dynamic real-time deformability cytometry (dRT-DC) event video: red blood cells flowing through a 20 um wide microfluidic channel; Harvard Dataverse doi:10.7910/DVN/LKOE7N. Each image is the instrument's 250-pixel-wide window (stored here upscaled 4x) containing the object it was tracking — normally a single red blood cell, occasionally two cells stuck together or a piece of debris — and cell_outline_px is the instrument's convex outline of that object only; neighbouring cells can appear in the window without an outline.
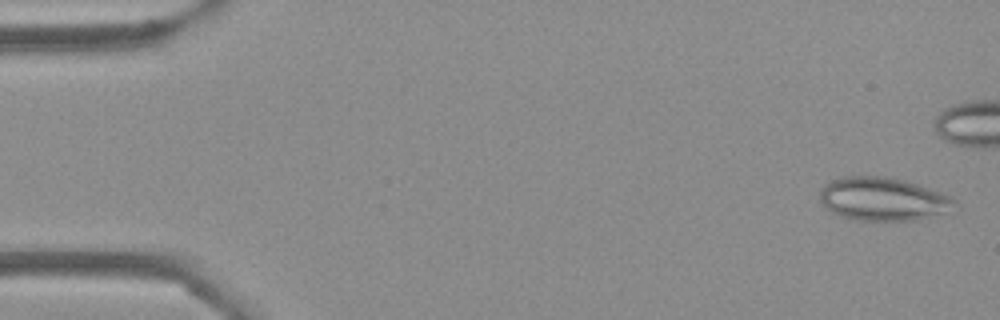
{"species": "Egyptian fruit bat (a non-hibernating species)", "species_latin": "Rousettus aegyptiacus", "temperature_condition": "cold", "stored_images_in_passage": 44, "camera_frame_rate_fps": 3000, "um_per_image_px": 0.085, "frame": {"image": 1, "passage_image": 2, "time_ms": 0.333, "image_size_px": [1000, 320], "cell_outline_px": [[956, 200], [940, 212], [916, 220], [852, 220], [832, 212], [820, 200], [820, 188], [824, 184], [840, 176], [884, 176], [904, 180], [952, 196]], "centroid_in_image_um": [74.94, 16.89], "position_along_channel_um": 10.1, "area_um2": 33.29}}
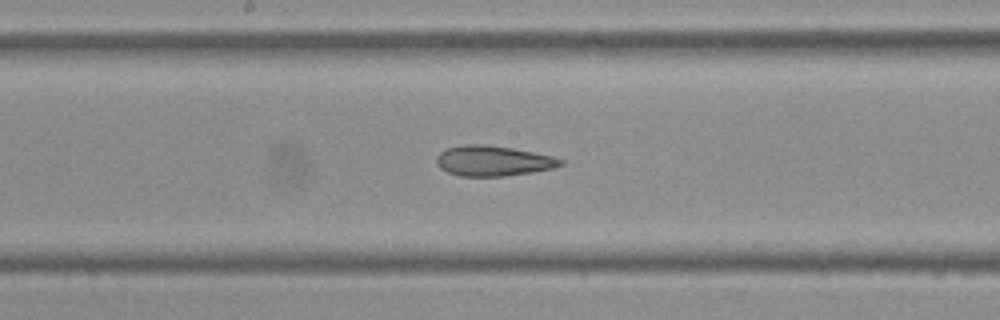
{"frame": {"image": 2, "passage_image": 28, "time_ms": 9.0, "image_size_px": [1000, 320], "cell_outline_px": [[564, 164], [552, 168], [532, 172], [504, 176], [460, 176], [448, 172], [440, 168], [436, 164], [436, 156], [444, 148], [464, 144], [484, 144], [512, 148], [552, 156], [564, 160]], "centroid_in_image_um": [41.87, 13.66], "position_along_channel_um": 206.3, "area_um2": 21.96}}
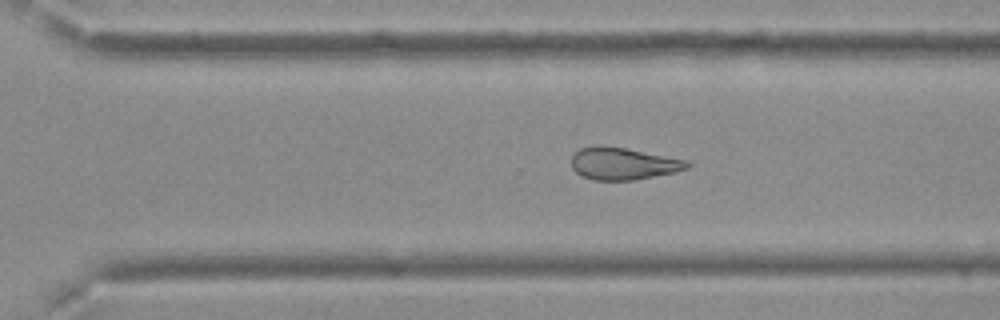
{"frame": {"image": 3, "passage_image": 37, "time_ms": 12.0, "image_size_px": [1000, 320], "cell_outline_px": [[692, 164], [688, 168], [676, 172], [632, 180], [592, 180], [576, 172], [572, 168], [572, 152], [580, 148], [624, 148], [684, 160]], "centroid_in_image_um": [52.96, 13.94], "position_along_channel_um": 317.6, "area_um2": 20.92}}